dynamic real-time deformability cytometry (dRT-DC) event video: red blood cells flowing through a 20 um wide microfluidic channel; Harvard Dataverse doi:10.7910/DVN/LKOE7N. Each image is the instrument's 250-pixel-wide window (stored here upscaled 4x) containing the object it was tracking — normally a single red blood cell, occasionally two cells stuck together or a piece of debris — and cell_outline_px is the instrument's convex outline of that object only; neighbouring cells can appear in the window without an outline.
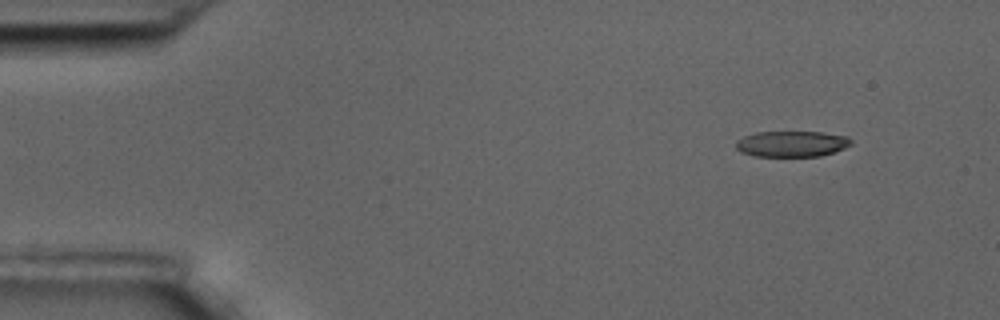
{"species": "common noctule bat (a hibernating species)", "species_latin": "Nyctalus noctula", "temperature_condition": "room temperature", "stored_images_in_passage": 3, "camera_frame_rate_fps": 3000, "um_per_image_px": 0.085, "animal": {"sex": "male", "body_mass_g": 17.5, "forearm_length_mm": 52.3}, "frame": {"image": 1, "passage_image": 1, "time_ms": 0.0, "image_size_px": [1000, 320], "cell_outline_px": [[852, 144], [844, 148], [820, 156], [752, 156], [740, 152], [736, 148], [736, 140], [744, 136], [756, 132], [820, 132], [848, 136], [852, 140]], "centroid_in_image_um": [67.28, 12.22], "position_along_channel_um": 17.7, "area_um2": 17.4}}
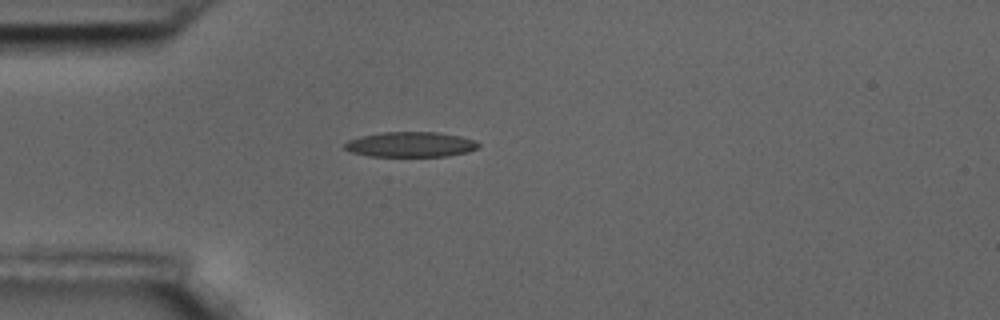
{"frame": {"image": 2, "passage_image": 3, "time_ms": 0.667, "image_size_px": [1000, 320], "cell_outline_px": [[480, 144], [476, 148], [468, 152], [448, 156], [368, 156], [352, 152], [344, 148], [344, 144], [348, 140], [360, 136], [384, 132], [436, 132], [460, 136], [476, 140]], "centroid_in_image_um": [34.9, 12.28], "position_along_channel_um": 50.1, "area_um2": 19.59}}